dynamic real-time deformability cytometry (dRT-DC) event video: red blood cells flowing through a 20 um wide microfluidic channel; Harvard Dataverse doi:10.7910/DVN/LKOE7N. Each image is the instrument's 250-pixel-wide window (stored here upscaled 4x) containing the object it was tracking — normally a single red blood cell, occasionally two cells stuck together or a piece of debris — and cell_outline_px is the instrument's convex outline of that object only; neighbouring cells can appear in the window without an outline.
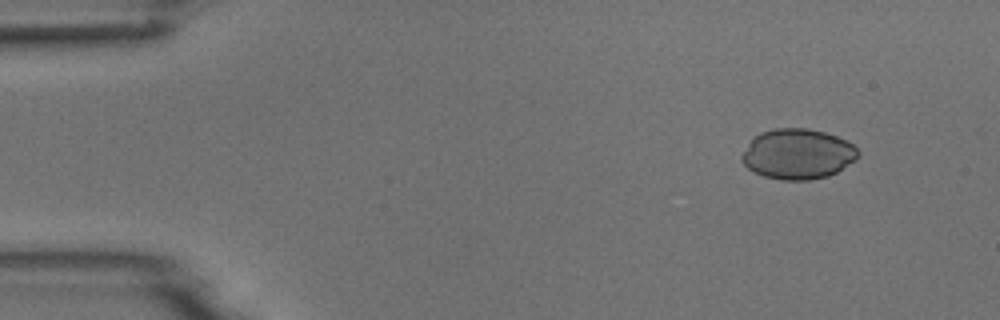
{"species": "common noctule bat (a hibernating species)", "species_latin": "Nyctalus noctula", "temperature_condition": "room temperature", "stored_images_in_passage": 4, "camera_frame_rate_fps": 3000, "um_per_image_px": 0.085, "animal": {"sex": "male", "body_mass_g": 18.8}, "frame": {"image": 1, "passage_image": 2, "time_ms": 1.0, "image_size_px": [1000, 320], "cell_outline_px": [[860, 152], [856, 160], [836, 172], [828, 176], [812, 180], [784, 180], [764, 176], [748, 168], [740, 160], [740, 156], [752, 136], [760, 132], [776, 128], [808, 128], [824, 132], [836, 136], [852, 144]], "centroid_in_image_um": [67.78, 13.08], "position_along_channel_um": 17.2, "area_um2": 34.22}}